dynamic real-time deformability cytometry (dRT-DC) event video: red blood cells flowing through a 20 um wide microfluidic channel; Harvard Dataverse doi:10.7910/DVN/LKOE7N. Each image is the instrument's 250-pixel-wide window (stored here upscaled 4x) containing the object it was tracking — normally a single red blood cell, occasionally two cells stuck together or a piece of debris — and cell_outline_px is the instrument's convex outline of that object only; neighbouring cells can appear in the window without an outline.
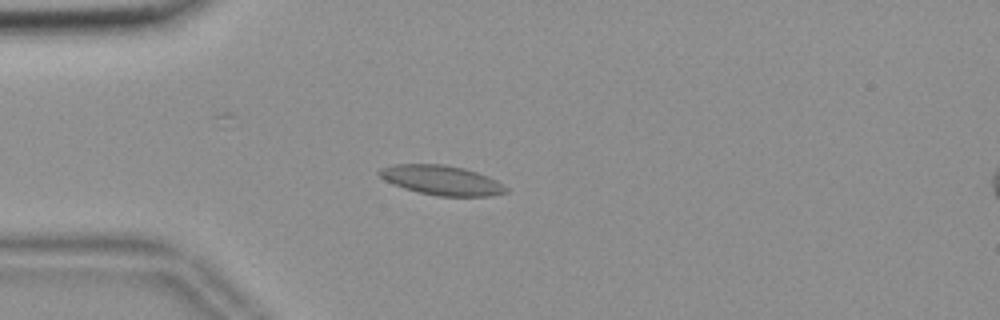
{"species": "common noctule bat (a hibernating species)", "species_latin": "Nyctalus noctula", "temperature_condition": "room temperature", "stored_images_in_passage": 43, "camera_frame_rate_fps": 3000, "um_per_image_px": 0.085, "animal": {"sex": "female", "body_mass_g": 18.4}, "frame": {"image": 1, "passage_image": 2, "time_ms": 0.333, "image_size_px": [1000, 320], "cell_outline_px": [[508, 192], [492, 196], [436, 196], [404, 188], [392, 184], [384, 180], [376, 172], [380, 168], [392, 164], [444, 164], [464, 168], [488, 176], [496, 180], [508, 188]], "centroid_in_image_um": [37.52, 15.31], "position_along_channel_um": 47.5, "area_um2": 21.96}}
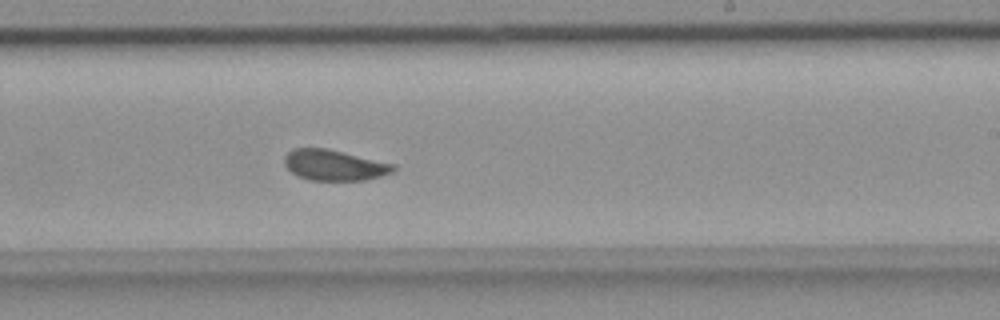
{"frame": {"image": 2, "passage_image": 21, "time_ms": 6.667, "image_size_px": [1000, 320], "cell_outline_px": [[396, 168], [392, 172], [380, 176], [364, 180], [308, 180], [292, 172], [284, 164], [284, 156], [292, 148], [328, 148], [396, 164]], "centroid_in_image_um": [28.42, 14.02], "position_along_channel_um": 260.6, "area_um2": 19.54}}
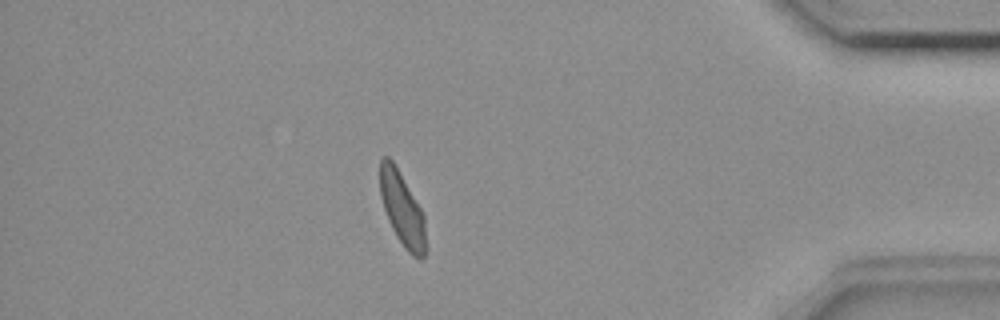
{"frame": {"image": 3, "passage_image": 36, "time_ms": 11.667, "image_size_px": [1000, 320], "cell_outline_px": [[424, 256], [420, 260], [412, 256], [408, 252], [396, 236], [388, 220], [380, 196], [380, 160], [384, 156], [388, 156], [392, 160], [420, 208], [424, 216]], "centroid_in_image_um": [34.15, 17.77], "position_along_channel_um": 401.0, "area_um2": 19.07}, "authors_computed_cell_mechanics": {"area_um2": 19.941, "velocity_mm_per_s": 3.6192, "shape_relaxation_time_tau1_ms": 5.9509, "shape_relaxation_time_tau2_ms": 1.4521, "deformation_change_tau1": 0.1119, "deformation_change_tau2": 0.042}}